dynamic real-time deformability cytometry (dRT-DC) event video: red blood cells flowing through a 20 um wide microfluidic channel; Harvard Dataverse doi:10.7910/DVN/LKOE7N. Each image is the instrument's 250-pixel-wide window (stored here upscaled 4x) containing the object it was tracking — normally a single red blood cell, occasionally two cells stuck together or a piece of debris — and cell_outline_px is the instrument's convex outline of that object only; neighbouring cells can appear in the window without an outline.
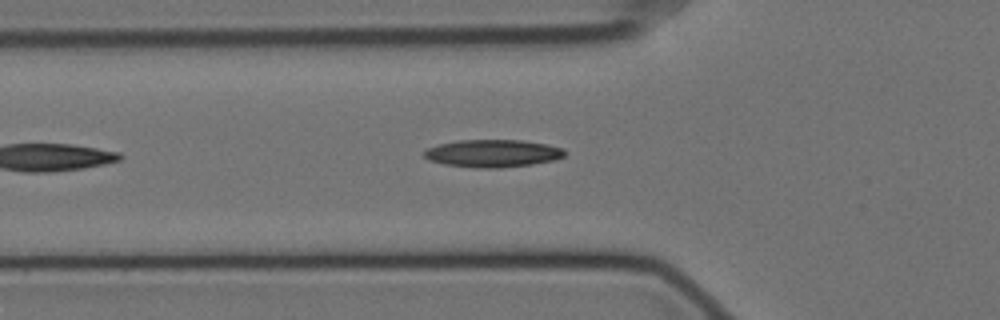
{"species": "Egyptian fruit bat (a non-hibernating species)", "species_latin": "Rousettus aegyptiacus", "temperature_condition": "cold", "stored_images_in_passage": 16, "camera_frame_rate_fps": 3000, "um_per_image_px": 0.085, "animal": {"sex": "female"}, "frame": {"image": 1, "passage_image": 7, "time_ms": 2.0, "image_size_px": [1000, 320], "cell_outline_px": [[564, 156], [556, 160], [532, 164], [500, 168], [476, 168], [444, 164], [432, 160], [424, 156], [424, 152], [428, 148], [440, 144], [460, 140], [524, 140], [548, 144], [564, 148]], "centroid_in_image_um": [41.94, 13.03], "position_along_channel_um": 83.9, "area_um2": 22.54}}
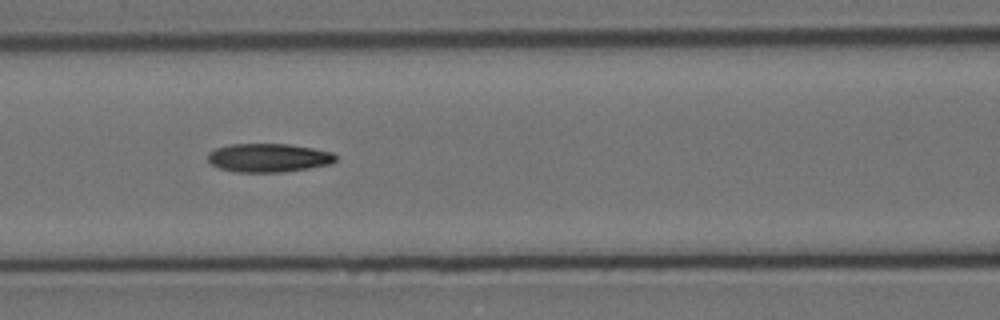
{"frame": {"image": 2, "passage_image": 12, "time_ms": 3.667, "image_size_px": [1000, 320], "cell_outline_px": [[336, 160], [332, 164], [308, 168], [280, 172], [236, 172], [220, 168], [212, 164], [208, 160], [208, 152], [216, 148], [228, 144], [288, 144], [312, 148], [332, 152], [336, 156]], "centroid_in_image_um": [22.82, 13.41], "position_along_channel_um": 143.8, "area_um2": 21.27}}
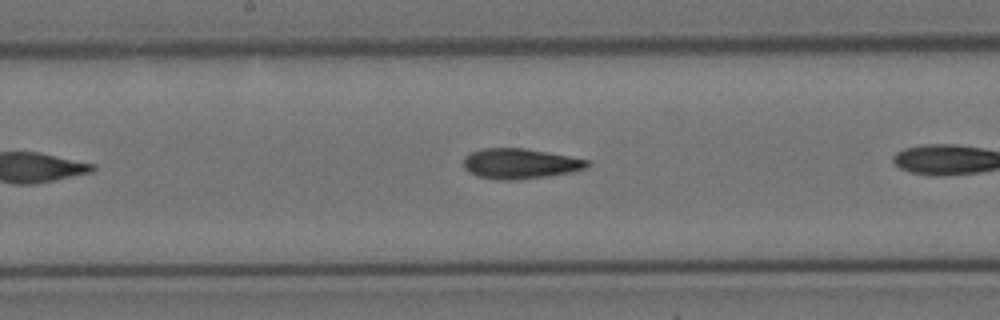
{"frame": {"image": 3, "passage_image": 14, "time_ms": 4.333, "image_size_px": [1000, 320], "cell_outline_px": [[592, 164], [588, 168], [572, 172], [548, 176], [512, 180], [496, 180], [476, 176], [468, 172], [464, 168], [464, 156], [472, 152], [484, 148], [524, 148], [548, 152], [592, 160]], "centroid_in_image_um": [44.25, 13.91], "position_along_channel_um": 204.0, "area_um2": 22.14}}